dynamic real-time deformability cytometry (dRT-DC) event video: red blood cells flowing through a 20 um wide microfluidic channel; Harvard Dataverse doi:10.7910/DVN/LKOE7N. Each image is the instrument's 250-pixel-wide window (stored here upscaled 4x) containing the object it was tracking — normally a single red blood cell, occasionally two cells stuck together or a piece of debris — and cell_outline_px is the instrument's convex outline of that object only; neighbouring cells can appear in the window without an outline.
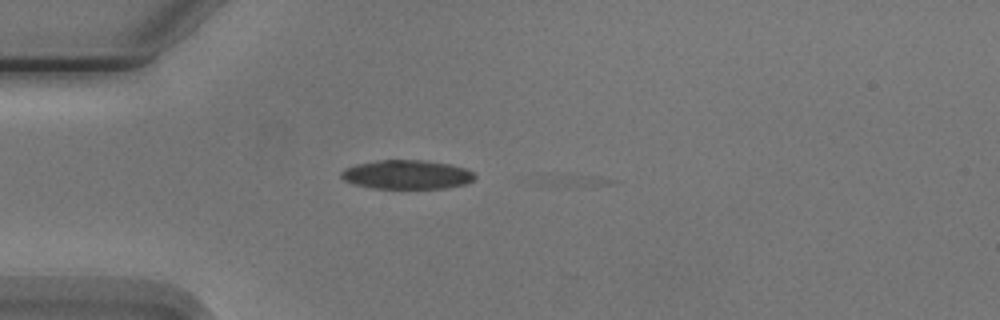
{"species": "Egyptian fruit bat (a non-hibernating species)", "species_latin": "Rousettus aegyptiacus", "temperature_condition": "cold", "stored_images_in_passage": 4, "camera_frame_rate_fps": 3000, "um_per_image_px": 0.085, "animal": {"sex": "male"}, "frame": {"image": 1, "passage_image": 3, "time_ms": 2.333, "image_size_px": [1000, 320], "cell_outline_px": [[476, 176], [468, 184], [448, 188], [372, 188], [352, 184], [344, 180], [340, 176], [340, 172], [344, 168], [356, 164], [376, 160], [428, 160], [452, 164], [468, 168]], "centroid_in_image_um": [34.6, 14.83], "position_along_channel_um": 50.4, "area_um2": 23.0}}